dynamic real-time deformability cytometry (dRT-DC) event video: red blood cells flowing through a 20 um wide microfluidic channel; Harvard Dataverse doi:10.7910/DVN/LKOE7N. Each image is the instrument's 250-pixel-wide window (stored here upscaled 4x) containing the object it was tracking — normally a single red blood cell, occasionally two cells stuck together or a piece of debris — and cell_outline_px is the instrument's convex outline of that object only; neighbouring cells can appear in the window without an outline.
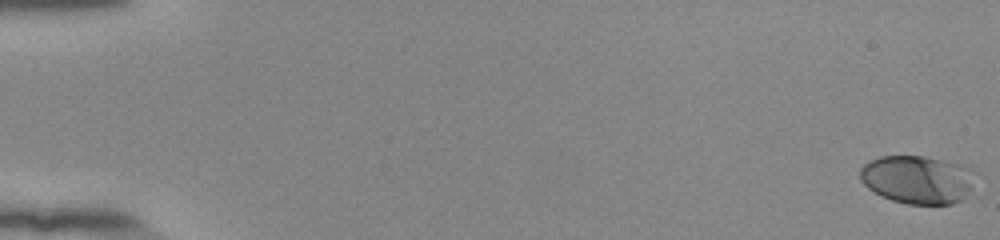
{"species": "human", "species_latin": "Homo sapiens", "temperature_condition": "room temperature", "stored_images_in_passage": 55, "camera_frame_rate_fps": 3000, "um_per_image_px": 0.085, "donor": {"sex": "female"}, "frame": {"image": 1, "passage_image": 1, "time_ms": 0.0, "image_size_px": [1000, 240], "cell_outline_px": [[980, 172], [964, 200], [952, 204], [908, 204], [892, 200], [880, 196], [868, 188], [860, 180], [860, 168], [864, 164], [880, 156], [924, 156], [976, 168]], "centroid_in_image_um": [78.06, 15.26], "position_along_channel_um": 6.9, "area_um2": 33.0}}
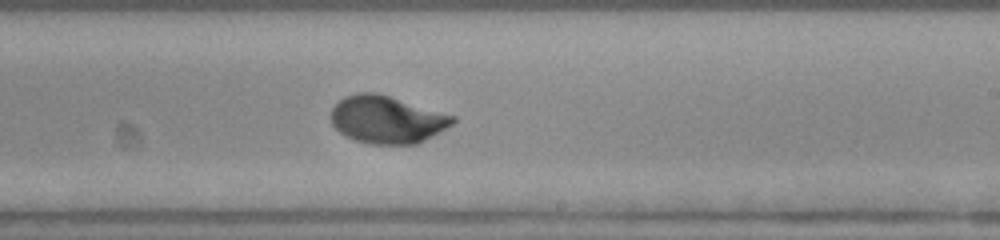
{"frame": {"image": 2, "passage_image": 35, "time_ms": 11.333, "image_size_px": [1000, 240], "cell_outline_px": [[456, 120], [452, 124], [432, 136], [416, 144], [368, 144], [344, 136], [332, 124], [332, 108], [344, 96], [356, 92], [376, 92], [456, 116]], "centroid_in_image_um": [32.88, 10.16], "position_along_channel_um": 256.1, "area_um2": 33.58}}
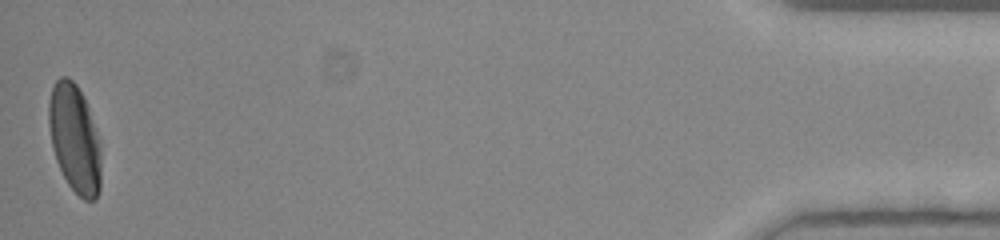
{"frame": {"image": 3, "passage_image": 55, "time_ms": 18.0, "image_size_px": [1000, 240], "cell_outline_px": [[100, 188], [96, 200], [84, 200], [68, 184], [56, 160], [52, 148], [48, 124], [48, 100], [52, 84], [60, 76], [68, 76], [76, 84], [84, 96], [96, 128], [100, 140]], "centroid_in_image_um": [6.33, 11.73], "position_along_channel_um": 428.9, "area_um2": 33.35}, "authors_computed_cell_mechanics": {"area_um2": 32.5992, "velocity_mm_per_s": 3.8592, "shape_relaxation_time_tau1_ms": 3.3613, "shape_relaxation_time_tau2_ms": null, "deformation_change_tau1": 0.1832, "deformation_change_tau2": null}}